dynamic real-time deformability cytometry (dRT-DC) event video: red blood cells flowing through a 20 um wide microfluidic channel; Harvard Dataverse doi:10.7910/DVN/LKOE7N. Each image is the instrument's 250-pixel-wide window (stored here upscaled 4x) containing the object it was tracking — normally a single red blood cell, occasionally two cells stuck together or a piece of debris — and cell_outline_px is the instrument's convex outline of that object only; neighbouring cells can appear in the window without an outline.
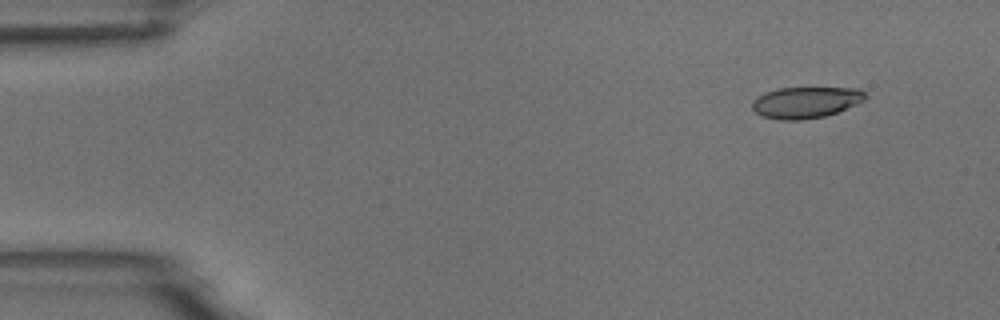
{"species": "common noctule bat (a hibernating species)", "species_latin": "Nyctalus noctula", "temperature_condition": "room temperature", "stored_images_in_passage": 4, "camera_frame_rate_fps": 3000, "um_per_image_px": 0.085, "animal": {"sex": "male", "body_mass_g": 18.8}, "frame": {"image": 1, "passage_image": 1, "time_ms": 0.0, "image_size_px": [1000, 320], "cell_outline_px": [[868, 96], [864, 100], [856, 104], [836, 112], [824, 116], [800, 120], [780, 120], [760, 116], [752, 108], [752, 100], [756, 96], [764, 92], [776, 88], [860, 88]], "centroid_in_image_um": [68.44, 8.69], "position_along_channel_um": 16.6, "area_um2": 20.75}}
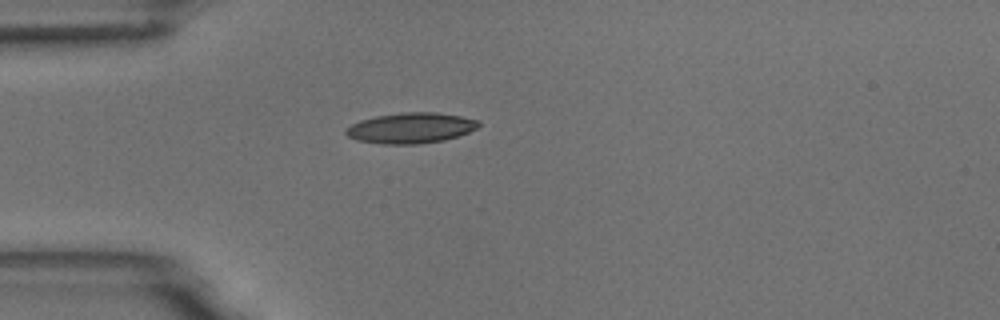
{"frame": {"image": 2, "passage_image": 4, "time_ms": 1.0, "image_size_px": [1000, 320], "cell_outline_px": [[480, 124], [476, 128], [468, 132], [444, 140], [416, 144], [380, 144], [356, 140], [348, 136], [344, 132], [344, 128], [360, 120], [376, 116], [400, 112], [436, 112], [460, 116], [480, 120]], "centroid_in_image_um": [34.88, 10.87], "position_along_channel_um": 50.1, "area_um2": 23.7}}